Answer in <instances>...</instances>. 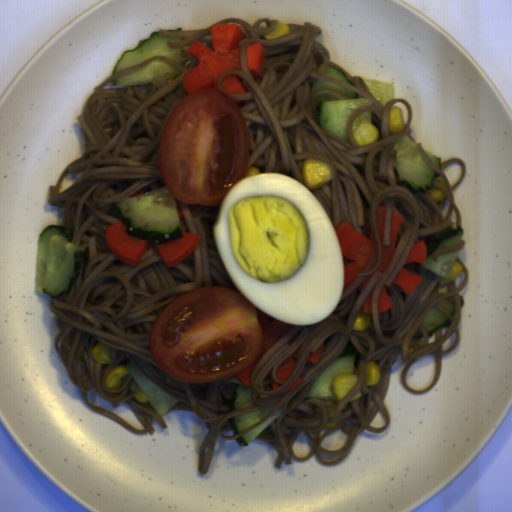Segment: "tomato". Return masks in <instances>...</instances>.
Listing matches in <instances>:
<instances>
[{"label": "tomato", "instance_id": "1", "mask_svg": "<svg viewBox=\"0 0 512 512\" xmlns=\"http://www.w3.org/2000/svg\"><path fill=\"white\" fill-rule=\"evenodd\" d=\"M293 326L277 319L269 322L264 312L230 287H199L159 311L148 333V351L176 380L219 382L237 378Z\"/></svg>", "mask_w": 512, "mask_h": 512}, {"label": "tomato", "instance_id": "3", "mask_svg": "<svg viewBox=\"0 0 512 512\" xmlns=\"http://www.w3.org/2000/svg\"><path fill=\"white\" fill-rule=\"evenodd\" d=\"M302 330H303V328H302L301 330H299L298 332H296V333H295V335H294V336H293V337H292L288 342H289L290 344H291L292 342H294V341H295V340L300 336V334L302 333Z\"/></svg>", "mask_w": 512, "mask_h": 512}, {"label": "tomato", "instance_id": "2", "mask_svg": "<svg viewBox=\"0 0 512 512\" xmlns=\"http://www.w3.org/2000/svg\"><path fill=\"white\" fill-rule=\"evenodd\" d=\"M250 150L246 117L234 100L217 87L186 92L159 137L163 186L184 204L220 205L245 178Z\"/></svg>", "mask_w": 512, "mask_h": 512}]
</instances>
